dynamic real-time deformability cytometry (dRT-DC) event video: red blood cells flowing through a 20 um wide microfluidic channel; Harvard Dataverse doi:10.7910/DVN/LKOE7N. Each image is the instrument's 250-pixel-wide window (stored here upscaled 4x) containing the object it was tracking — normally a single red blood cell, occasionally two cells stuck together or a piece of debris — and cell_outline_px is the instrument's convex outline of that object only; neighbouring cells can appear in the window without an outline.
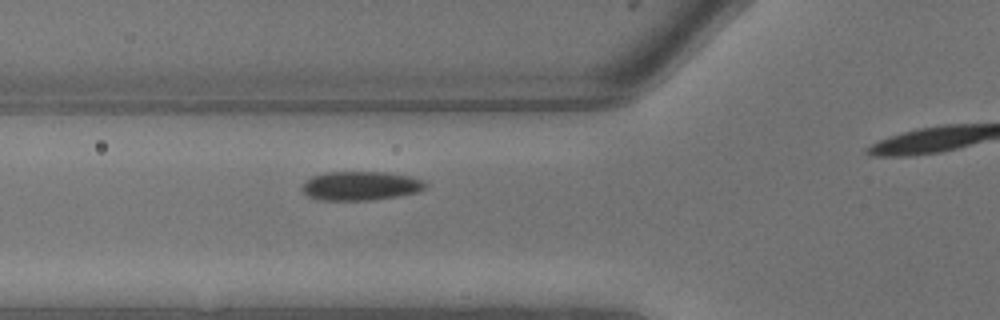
{"species": "common noctule bat (a hibernating species)", "species_latin": "Nyctalus noctula", "temperature_condition": "warm", "stored_images_in_passage": 4, "segment_of_instrument_passage": [1, 2], "camera_frame_rate_fps": 3000, "um_per_image_px": 0.085, "animal": {"sex": "male", "body_mass_g": 13.3}, "frame": {"image": 1, "passage_image": 3, "time_ms": 0.667, "image_size_px": [1000, 320], "cell_outline_px": [[428, 188], [420, 192], [400, 196], [372, 200], [320, 200], [308, 196], [300, 188], [312, 176], [324, 172], [388, 172], [412, 176], [424, 180], [428, 184]], "centroid_in_image_um": [30.74, 15.79], "position_along_channel_um": 95.1, "area_um2": 21.21}}